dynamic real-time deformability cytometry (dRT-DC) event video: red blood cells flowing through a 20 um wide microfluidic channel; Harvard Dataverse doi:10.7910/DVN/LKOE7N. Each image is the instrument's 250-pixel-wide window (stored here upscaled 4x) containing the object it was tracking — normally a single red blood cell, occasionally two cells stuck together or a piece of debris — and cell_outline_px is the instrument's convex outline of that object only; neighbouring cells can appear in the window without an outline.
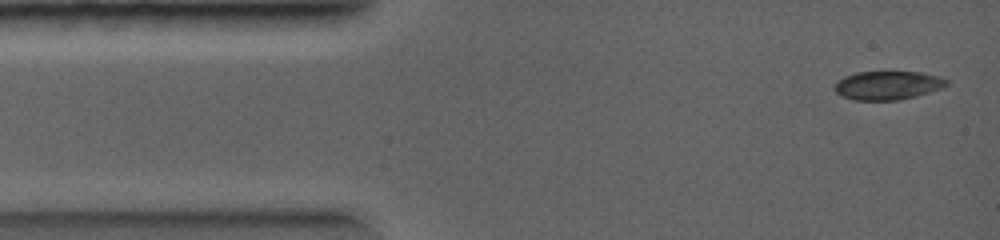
{"species": "common noctule bat (a hibernating species)", "species_latin": "Nyctalus noctula", "temperature_condition": "warm", "stored_images_in_passage": 20, "camera_frame_rate_fps": 5000, "um_per_image_px": 0.085, "animal": {"sex": "female", "body_mass_g": 19.0, "forearm_length_mm": 56.7}, "frame": {"image": 1, "passage_image": 1, "time_ms": 0.0, "image_size_px": [1000, 240], "cell_outline_px": [[948, 84], [940, 88], [916, 96], [900, 100], [852, 100], [840, 96], [832, 88], [844, 76], [856, 72], [920, 72], [936, 76], [948, 80]], "centroid_in_image_um": [75.4, 7.26], "position_along_channel_um": 9.6, "area_um2": 18.61}}
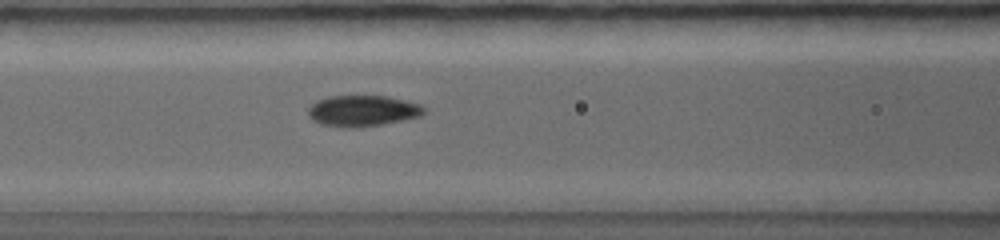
{"frame": {"image": 2, "passage_image": 15, "time_ms": 3.2, "image_size_px": [1000, 240], "cell_outline_px": [[424, 112], [420, 116], [404, 120], [380, 124], [352, 128], [348, 128], [320, 124], [312, 120], [308, 116], [308, 108], [316, 100], [328, 96], [388, 96], [420, 104], [424, 108]], "centroid_in_image_um": [30.78, 9.42], "position_along_channel_um": 135.8, "area_um2": 20.92}}
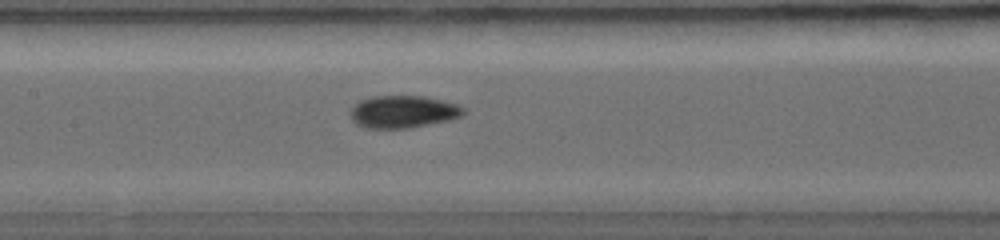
{"frame": {"image": 3, "passage_image": 17, "time_ms": 3.8, "image_size_px": [1000, 240], "cell_outline_px": [[464, 112], [460, 116], [452, 120], [408, 128], [364, 128], [356, 124], [352, 120], [348, 112], [360, 100], [372, 96], [424, 96], [456, 104], [464, 108]], "centroid_in_image_um": [34.22, 9.5], "position_along_channel_um": 173.2, "area_um2": 21.39}}